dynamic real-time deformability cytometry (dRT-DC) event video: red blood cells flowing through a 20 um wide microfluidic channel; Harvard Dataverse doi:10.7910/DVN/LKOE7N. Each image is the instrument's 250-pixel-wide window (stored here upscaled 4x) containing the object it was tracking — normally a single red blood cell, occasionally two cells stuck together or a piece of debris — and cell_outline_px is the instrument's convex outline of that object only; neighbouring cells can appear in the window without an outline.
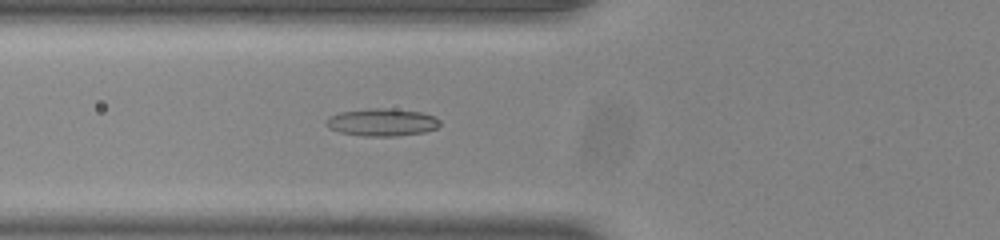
{"species": "common noctule bat (a hibernating species)", "species_latin": "Nyctalus noctula", "temperature_condition": "room temperature", "stored_images_in_passage": 54, "camera_frame_rate_fps": 3000, "um_per_image_px": 0.085, "animal": {"sex": "male", "body_mass_g": 20.0, "forearm_length_mm": 53.3}, "frame": {"image": 1, "passage_image": 21, "time_ms": 6.667, "image_size_px": [1000, 240], "cell_outline_px": [[440, 124], [436, 128], [424, 132], [396, 136], [364, 136], [340, 132], [328, 128], [324, 124], [328, 116], [340, 112], [372, 108], [388, 108], [420, 112], [436, 116], [440, 120]], "centroid_in_image_um": [32.45, 10.39], "position_along_channel_um": 93.3, "area_um2": 18.32}}
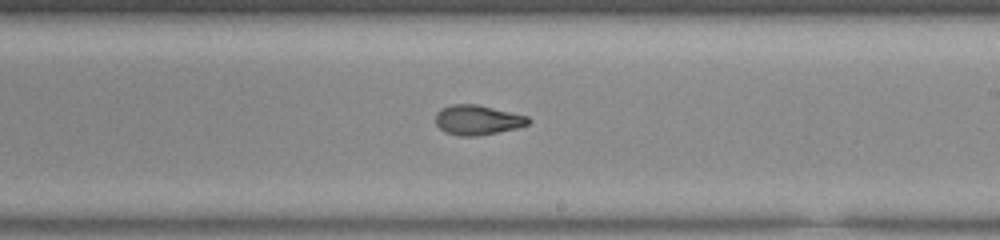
{"frame": {"image": 2, "passage_image": 33, "time_ms": 10.667, "image_size_px": [1000, 240], "cell_outline_px": [[532, 120], [528, 124], [516, 128], [476, 136], [460, 136], [444, 132], [436, 124], [436, 112], [440, 108], [452, 104], [476, 104], [528, 116]], "centroid_in_image_um": [40.57, 10.19], "position_along_channel_um": 248.4, "area_um2": 16.07}}
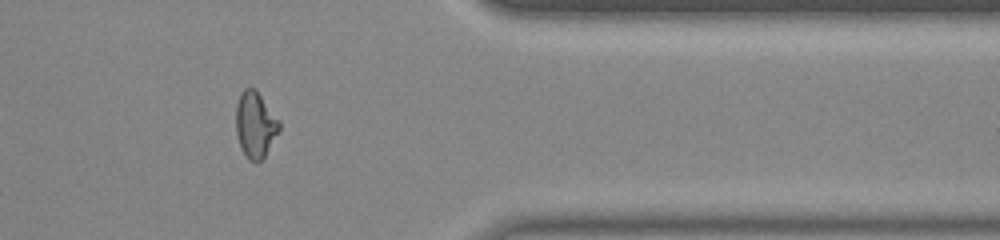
{"frame": {"image": 3, "passage_image": 45, "time_ms": 14.667, "image_size_px": [1000, 240], "cell_outline_px": [[280, 128], [264, 156], [256, 164], [248, 160], [240, 148], [236, 132], [236, 104], [240, 92], [244, 88], [256, 88], [280, 120]], "centroid_in_image_um": [21.68, 10.58], "position_along_channel_um": 389.7, "area_um2": 16.88}, "authors_computed_cell_mechanics": {"area_um2": 16.762, "velocity_mm_per_s": 3.8759, "shape_relaxation_time_tau1_ms": null, "shape_relaxation_time_tau2_ms": 2.0005, "deformation_change_tau1": null, "deformation_change_tau2": 0.0809}}